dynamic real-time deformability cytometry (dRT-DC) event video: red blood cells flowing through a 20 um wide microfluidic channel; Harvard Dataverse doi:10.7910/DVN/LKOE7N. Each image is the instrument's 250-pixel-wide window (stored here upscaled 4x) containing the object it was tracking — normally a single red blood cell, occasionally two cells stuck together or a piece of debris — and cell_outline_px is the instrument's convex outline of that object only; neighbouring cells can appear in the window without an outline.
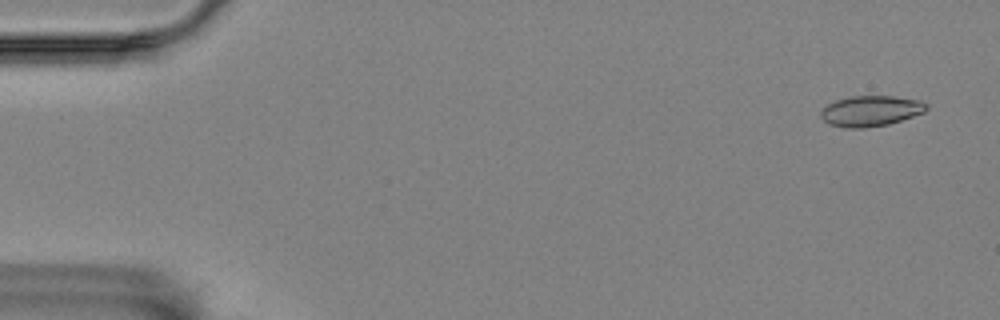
{"species": "Egyptian fruit bat (a non-hibernating species)", "species_latin": "Rousettus aegyptiacus", "temperature_condition": "room temperature", "stored_images_in_passage": 5, "camera_frame_rate_fps": 3000, "um_per_image_px": 0.085, "animal": {"sex": "female"}, "frame": {"image": 1, "passage_image": 1, "time_ms": 0.0, "image_size_px": [1000, 320], "cell_outline_px": [[928, 108], [924, 112], [888, 124], [864, 128], [844, 128], [828, 124], [820, 116], [820, 112], [828, 104], [836, 100], [852, 96], [892, 96], [920, 100], [928, 104]], "centroid_in_image_um": [74.0, 9.43], "position_along_channel_um": 11.0, "area_um2": 18.79}}
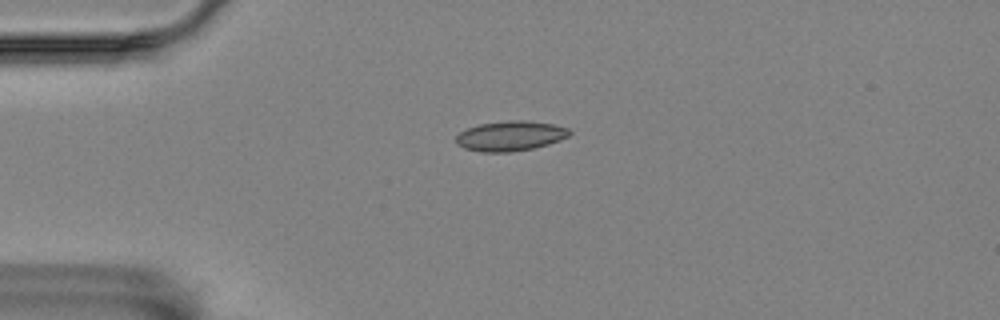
{"frame": {"image": 2, "passage_image": 4, "time_ms": 1.0, "image_size_px": [1000, 320], "cell_outline_px": [[572, 132], [568, 136], [560, 140], [548, 144], [532, 148], [512, 152], [484, 152], [464, 148], [456, 144], [456, 136], [460, 132], [468, 128], [480, 124], [508, 120], [524, 120], [552, 124], [568, 128]], "centroid_in_image_um": [43.38, 11.55], "position_along_channel_um": 41.6, "area_um2": 19.71}}